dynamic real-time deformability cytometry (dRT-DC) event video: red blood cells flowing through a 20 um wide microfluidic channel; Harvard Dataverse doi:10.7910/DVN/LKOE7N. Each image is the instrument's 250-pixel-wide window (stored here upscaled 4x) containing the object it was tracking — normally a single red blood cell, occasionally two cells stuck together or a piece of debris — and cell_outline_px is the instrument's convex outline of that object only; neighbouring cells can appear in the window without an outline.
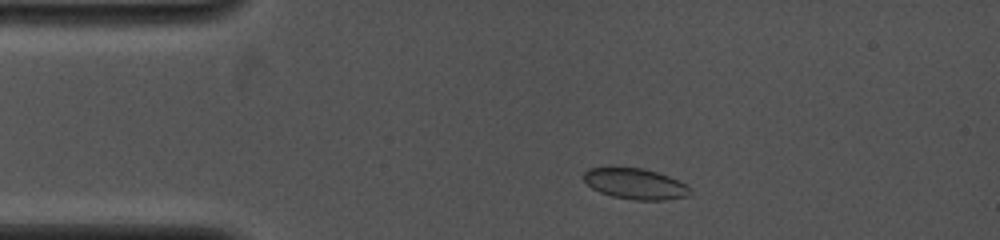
{"species": "common noctule bat (a hibernating species)", "species_latin": "Nyctalus noctula", "temperature_condition": "cold", "stored_images_in_passage": 8, "camera_frame_rate_fps": 4000, "um_per_image_px": 0.085, "animal": {"sex": "female", "body_mass_g": 19.0, "forearm_length_mm": 53.3}, "frame": {"image": 1, "passage_image": 3, "time_ms": 1.25, "image_size_px": [1000, 240], "cell_outline_px": [[692, 192], [688, 196], [664, 200], [636, 200], [612, 196], [600, 192], [592, 188], [584, 180], [584, 172], [588, 168], [644, 168], [668, 176], [688, 184], [692, 188]], "centroid_in_image_um": [54.05, 15.63], "position_along_channel_um": 30.9, "area_um2": 19.07}}
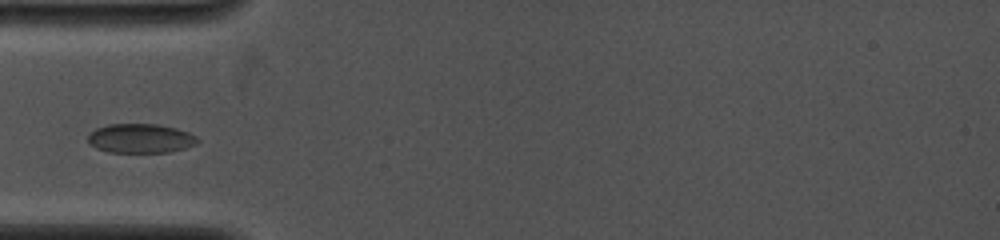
{"frame": {"image": 2, "passage_image": 7, "time_ms": 3.25, "image_size_px": [1000, 240], "cell_outline_px": [[200, 140], [196, 144], [184, 148], [168, 152], [108, 152], [96, 148], [88, 140], [88, 136], [96, 128], [108, 124], [156, 124], [176, 128], [188, 132], [196, 136]], "centroid_in_image_um": [11.96, 11.76], "position_along_channel_um": 73.0, "area_um2": 18.55}}